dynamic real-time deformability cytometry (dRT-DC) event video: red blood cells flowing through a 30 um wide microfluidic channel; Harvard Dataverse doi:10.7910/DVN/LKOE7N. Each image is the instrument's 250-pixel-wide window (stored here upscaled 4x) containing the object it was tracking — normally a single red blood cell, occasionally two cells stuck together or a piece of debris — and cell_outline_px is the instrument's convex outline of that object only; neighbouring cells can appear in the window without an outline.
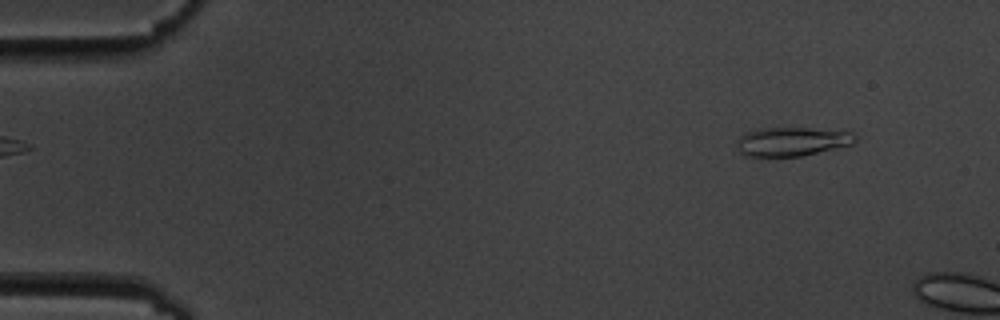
{"species": "common noctule bat (a hibernating species)", "species_latin": "Nyctalus noctula", "temperature_condition": "cold", "stored_images_in_passage": 2, "camera_frame_rate_fps": 3000, "um_per_image_px": 0.085, "animal": {"sex": "male", "body_mass_g": 19.5, "forearm_length_mm": 54.6}, "frame": {"image": 1, "passage_image": 1, "time_ms": 0.0, "image_size_px": [1000, 320], "cell_outline_px": [[856, 140], [852, 144], [836, 148], [800, 156], [744, 156], [740, 152], [736, 144], [736, 140], [744, 132], [756, 128], [808, 128], [852, 132], [856, 136]], "centroid_in_image_um": [67.26, 12.02], "position_along_channel_um": 17.7, "area_um2": 19.94}}